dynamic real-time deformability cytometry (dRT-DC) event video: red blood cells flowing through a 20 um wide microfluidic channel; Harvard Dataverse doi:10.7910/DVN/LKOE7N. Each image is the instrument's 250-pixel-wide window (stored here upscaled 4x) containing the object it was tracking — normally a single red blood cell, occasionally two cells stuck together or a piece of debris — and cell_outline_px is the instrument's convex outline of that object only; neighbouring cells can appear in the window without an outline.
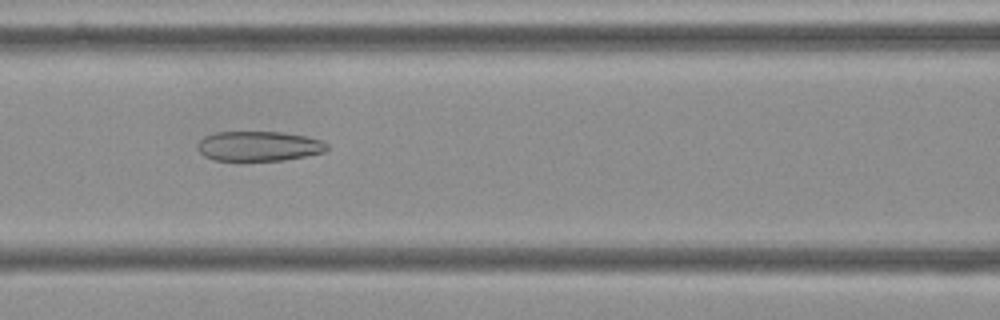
{"species": "Egyptian fruit bat (a non-hibernating species)", "species_latin": "Rousettus aegyptiacus", "temperature_condition": "cold", "stored_images_in_passage": 41, "camera_frame_rate_fps": 3000, "um_per_image_px": 0.085, "frame": {"image": 1, "passage_image": 9, "time_ms": 2.667, "image_size_px": [1000, 320], "cell_outline_px": [[328, 148], [324, 152], [284, 160], [216, 160], [204, 156], [196, 148], [196, 144], [204, 136], [216, 132], [280, 132], [308, 136], [320, 140], [328, 144]], "centroid_in_image_um": [21.98, 12.41], "position_along_channel_um": 144.6, "area_um2": 22.48}}
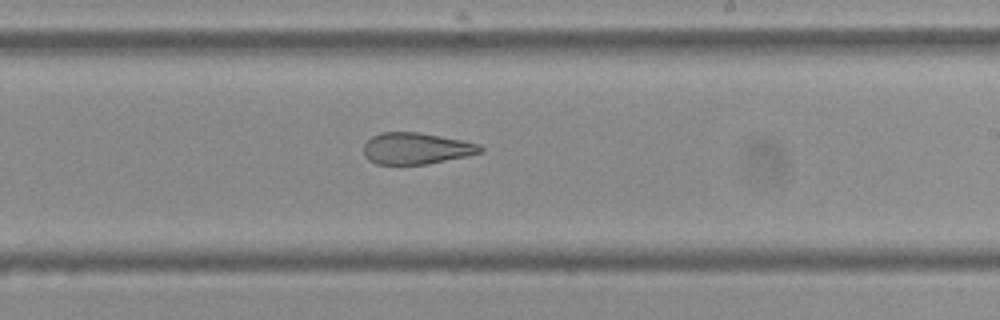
{"frame": {"image": 2, "passage_image": 18, "time_ms": 5.667, "image_size_px": [1000, 320], "cell_outline_px": [[484, 152], [468, 156], [424, 164], [376, 164], [368, 160], [364, 156], [364, 144], [372, 136], [380, 132], [420, 132], [480, 144], [484, 148]], "centroid_in_image_um": [35.38, 12.61], "position_along_channel_um": 253.6, "area_um2": 21.44}}
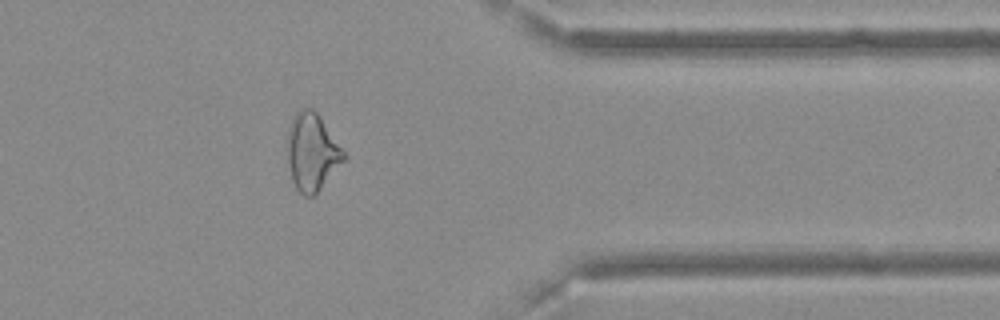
{"frame": {"image": 3, "passage_image": 30, "time_ms": 9.667, "image_size_px": [1000, 320], "cell_outline_px": [[344, 160], [320, 188], [312, 196], [304, 196], [296, 188], [292, 180], [284, 148], [288, 128], [296, 112], [304, 108], [312, 108], [320, 116], [344, 152]], "centroid_in_image_um": [26.45, 12.9], "position_along_channel_um": 385.0, "area_um2": 25.26}, "authors_computed_cell_mechanics": {"area_um2": 23.698, "velocity_mm_per_s": 3.6388, "shape_relaxation_time_tau1_ms": null, "shape_relaxation_time_tau2_ms": 2.6557, "deformation_change_tau1": null, "deformation_change_tau2": 0.1213}}